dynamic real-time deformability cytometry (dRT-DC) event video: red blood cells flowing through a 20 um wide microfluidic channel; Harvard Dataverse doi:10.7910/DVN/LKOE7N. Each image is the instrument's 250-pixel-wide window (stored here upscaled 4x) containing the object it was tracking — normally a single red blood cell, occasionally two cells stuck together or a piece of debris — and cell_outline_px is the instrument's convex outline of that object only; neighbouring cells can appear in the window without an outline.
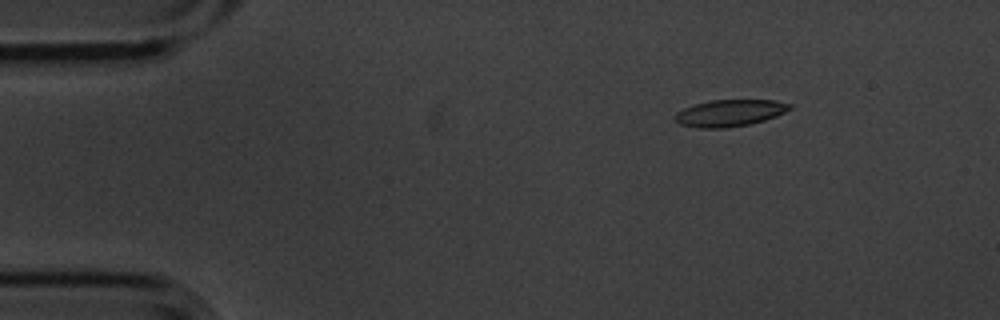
{"species": "common noctule bat (a hibernating species)", "species_latin": "Nyctalus noctula", "temperature_condition": "cold", "stored_images_in_passage": 14, "camera_frame_rate_fps": 3000, "um_per_image_px": 0.085, "animal": {"sex": "male", "body_mass_g": 20.1, "forearm_length_mm": 53.5}, "frame": {"image": 1, "passage_image": 2, "time_ms": 0.333, "image_size_px": [1000, 320], "cell_outline_px": [[792, 108], [776, 116], [764, 120], [748, 124], [724, 128], [700, 128], [680, 124], [672, 116], [676, 112], [684, 108], [696, 104], [712, 100], [776, 100], [792, 104]], "centroid_in_image_um": [62.02, 9.6], "position_along_channel_um": 23.0, "area_um2": 17.8}}
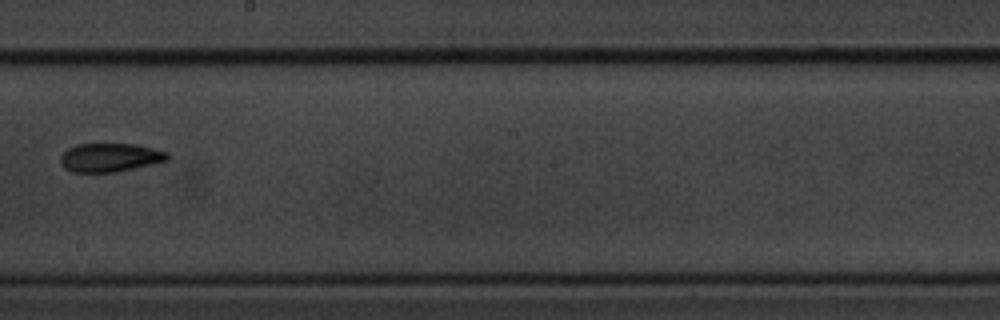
{"frame": {"image": 2, "passage_image": 8, "time_ms": 2.333, "image_size_px": [1000, 320], "cell_outline_px": [[168, 160], [152, 164], [116, 172], [72, 172], [64, 168], [60, 164], [60, 156], [68, 148], [76, 144], [136, 144], [168, 152]], "centroid_in_image_um": [9.32, 13.39], "position_along_channel_um": 238.9, "area_um2": 17.86}}
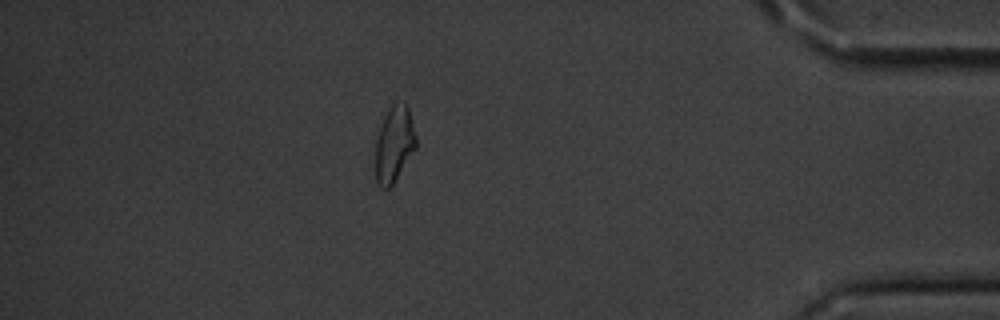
{"frame": {"image": 3, "passage_image": 13, "time_ms": 4.0, "image_size_px": [1000, 320], "cell_outline_px": [[416, 148], [392, 184], [388, 188], [380, 188], [376, 184], [376, 136], [384, 116], [388, 108], [392, 104], [404, 100], [408, 108], [416, 136]], "centroid_in_image_um": [33.49, 12.22], "position_along_channel_um": 401.7, "area_um2": 17.92}}